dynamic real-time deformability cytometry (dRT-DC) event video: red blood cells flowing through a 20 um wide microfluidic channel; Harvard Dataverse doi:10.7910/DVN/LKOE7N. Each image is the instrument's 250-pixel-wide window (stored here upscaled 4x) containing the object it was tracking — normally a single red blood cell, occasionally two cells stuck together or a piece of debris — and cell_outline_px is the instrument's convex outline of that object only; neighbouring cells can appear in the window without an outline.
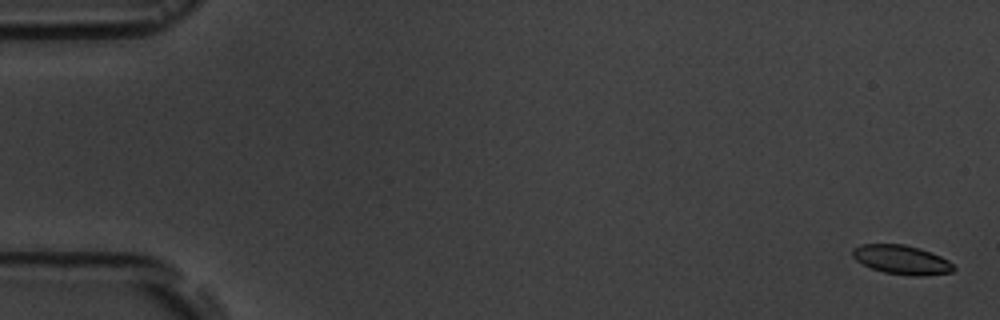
{"species": "common noctule bat (a hibernating species)", "species_latin": "Nyctalus noctula", "temperature_condition": "room temperature", "stored_images_in_passage": 5, "camera_frame_rate_fps": 3000, "um_per_image_px": 0.085, "animal": {"sex": "male", "body_mass_g": 19.5, "forearm_length_mm": 54.6}, "frame": {"image": 1, "passage_image": 1, "time_ms": 0.0, "image_size_px": [1000, 320], "cell_outline_px": [[956, 268], [952, 272], [920, 276], [912, 276], [884, 272], [872, 268], [856, 260], [852, 256], [852, 248], [860, 244], [904, 244], [920, 248], [940, 256], [948, 260]], "centroid_in_image_um": [76.63, 22.07], "position_along_channel_um": 8.4, "area_um2": 17.11}}
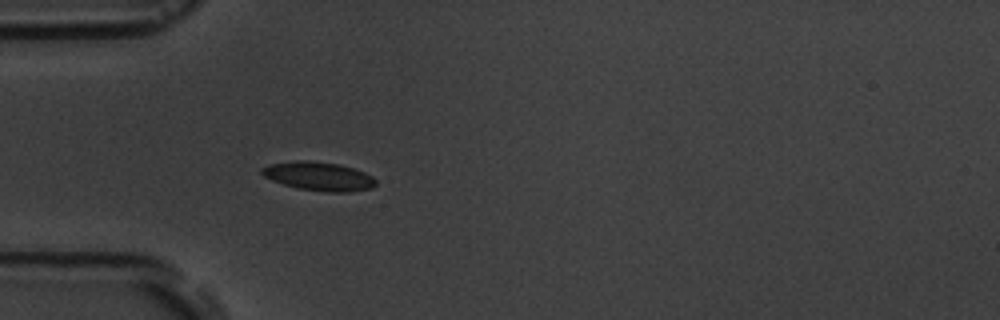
{"frame": {"image": 2, "passage_image": 5, "time_ms": 5.333, "image_size_px": [1000, 320], "cell_outline_px": [[376, 184], [372, 188], [348, 192], [328, 192], [300, 188], [284, 184], [272, 180], [264, 176], [260, 172], [260, 168], [268, 164], [296, 160], [308, 160], [336, 164], [352, 168], [364, 172], [372, 176], [376, 180]], "centroid_in_image_um": [27.07, 14.97], "position_along_channel_um": 57.9, "area_um2": 18.96}}